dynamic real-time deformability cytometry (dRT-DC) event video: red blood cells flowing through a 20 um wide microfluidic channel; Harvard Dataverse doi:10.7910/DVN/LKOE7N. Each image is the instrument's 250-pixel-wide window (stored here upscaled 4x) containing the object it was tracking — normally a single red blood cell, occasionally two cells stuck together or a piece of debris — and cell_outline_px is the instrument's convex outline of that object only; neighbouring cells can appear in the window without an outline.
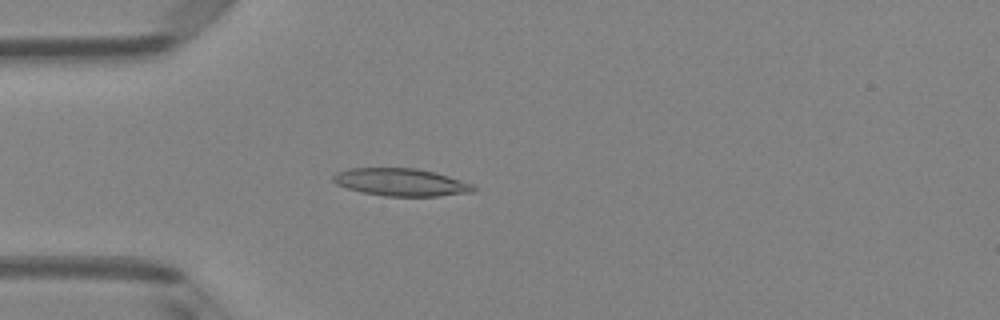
{"species": "Egyptian fruit bat (a non-hibernating species)", "species_latin": "Rousettus aegyptiacus", "temperature_condition": "room temperature", "stored_images_in_passage": 49, "camera_frame_rate_fps": 3000, "um_per_image_px": 0.085, "animal": {"sex": "female"}, "frame": {"image": 1, "passage_image": 13, "time_ms": 4.0, "image_size_px": [1000, 320], "cell_outline_px": [[476, 192], [440, 196], [384, 196], [360, 192], [336, 184], [332, 180], [332, 176], [336, 172], [348, 168], [416, 168], [448, 176], [472, 184], [476, 188]], "centroid_in_image_um": [34.06, 15.49], "position_along_channel_um": 50.9, "area_um2": 22.6}}
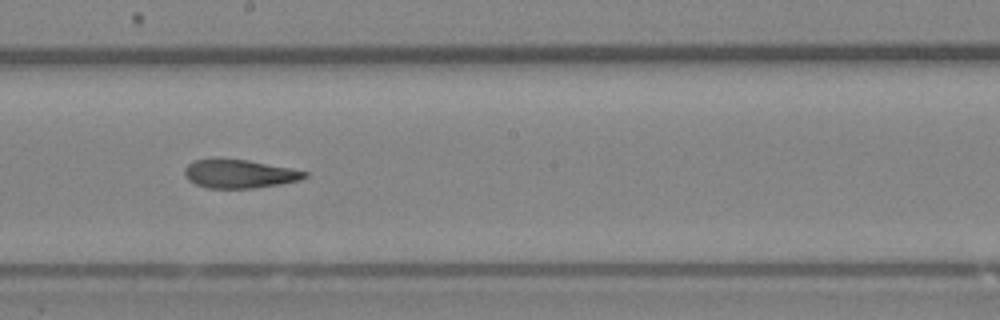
{"frame": {"image": 2, "passage_image": 27, "time_ms": 8.667, "image_size_px": [1000, 320], "cell_outline_px": [[308, 176], [300, 180], [280, 184], [256, 188], [208, 188], [196, 184], [188, 180], [184, 176], [184, 168], [188, 164], [196, 160], [220, 156], [248, 160], [292, 168], [308, 172]], "centroid_in_image_um": [20.32, 14.74], "position_along_channel_um": 227.9, "area_um2": 20.52}}
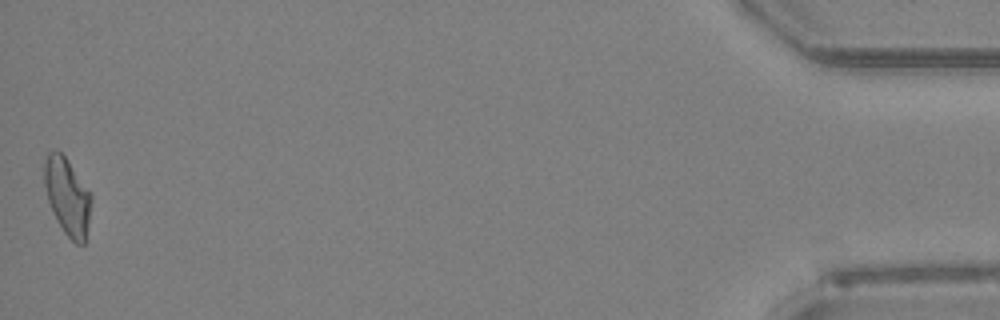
{"frame": {"image": 3, "passage_image": 49, "time_ms": 16.0, "image_size_px": [1000, 320], "cell_outline_px": [[92, 200], [88, 224], [84, 244], [76, 244], [64, 232], [56, 220], [48, 200], [44, 184], [44, 160], [48, 152], [60, 152], [64, 156], [92, 192]], "centroid_in_image_um": [5.74, 16.7], "position_along_channel_um": 429.5, "area_um2": 21.04}, "authors_computed_cell_mechanics": {"area_um2": 21.2126, "velocity_mm_per_s": 4.0394, "shape_relaxation_time_tau1_ms": null, "shape_relaxation_time_tau2_ms": 2.2897, "deformation_change_tau1": null, "deformation_change_tau2": 0.0978}}